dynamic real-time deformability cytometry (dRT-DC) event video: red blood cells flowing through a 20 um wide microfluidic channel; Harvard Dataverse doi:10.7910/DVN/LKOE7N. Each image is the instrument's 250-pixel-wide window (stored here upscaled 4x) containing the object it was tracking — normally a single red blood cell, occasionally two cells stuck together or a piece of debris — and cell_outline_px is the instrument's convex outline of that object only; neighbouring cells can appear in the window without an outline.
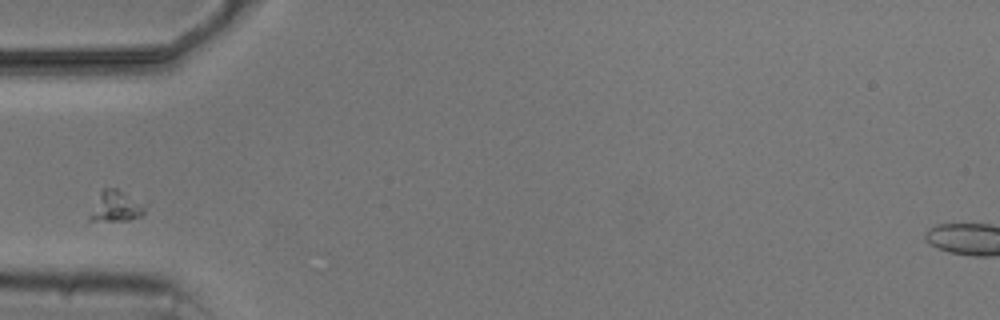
{"species": "common noctule bat (a hibernating species)", "species_latin": "Nyctalus noctula", "temperature_condition": "cold", "stored_images_in_passage": 4, "camera_frame_rate_fps": 3000, "um_per_image_px": 0.085, "animal": {"sex": "male", "body_mass_g": 20.5, "forearm_length_mm": 52.5}, "frame": {"image": 1, "passage_image": 1, "time_ms": 0.0, "image_size_px": [1000, 320], "cell_outline_px": [[148, 204], [144, 216], [128, 220], [88, 220], [88, 216], [100, 192], [104, 188], [116, 188]], "centroid_in_image_um": [9.93, 17.54], "position_along_channel_um": 75.1, "area_um2": 10.06}}
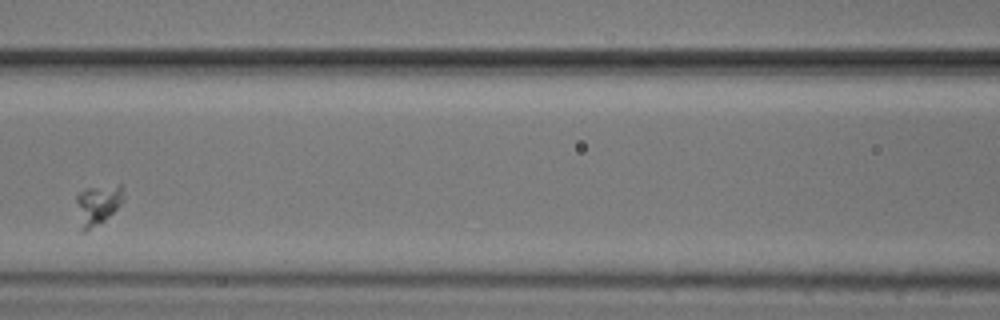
{"frame": {"image": 2, "passage_image": 3, "time_ms": 2.333, "image_size_px": [1000, 320], "cell_outline_px": [[124, 200], [104, 220], [84, 232], [80, 232], [76, 200], [76, 196], [84, 188], [120, 184], [124, 184]], "centroid_in_image_um": [8.31, 17.36], "position_along_channel_um": 158.3, "area_um2": 11.16}}
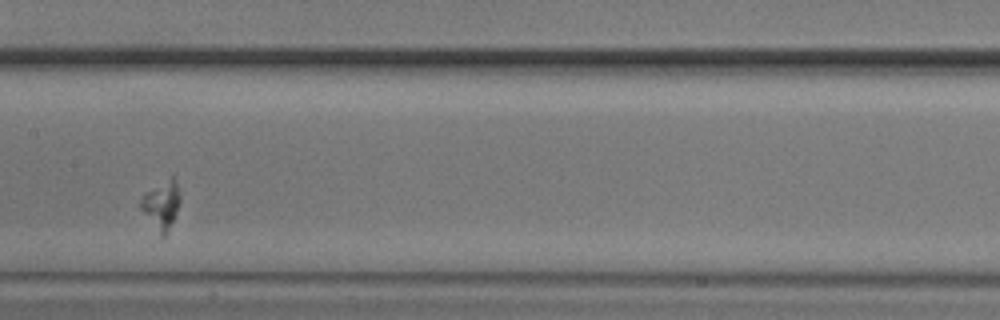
{"frame": {"image": 3, "passage_image": 4, "time_ms": 3.333, "image_size_px": [1000, 320], "cell_outline_px": [[180, 200], [176, 212], [164, 236], [160, 236], [140, 208], [140, 200], [148, 192], [172, 176], [176, 180], [180, 192]], "centroid_in_image_um": [13.74, 17.42], "position_along_channel_um": 193.7, "area_um2": 10.52}}